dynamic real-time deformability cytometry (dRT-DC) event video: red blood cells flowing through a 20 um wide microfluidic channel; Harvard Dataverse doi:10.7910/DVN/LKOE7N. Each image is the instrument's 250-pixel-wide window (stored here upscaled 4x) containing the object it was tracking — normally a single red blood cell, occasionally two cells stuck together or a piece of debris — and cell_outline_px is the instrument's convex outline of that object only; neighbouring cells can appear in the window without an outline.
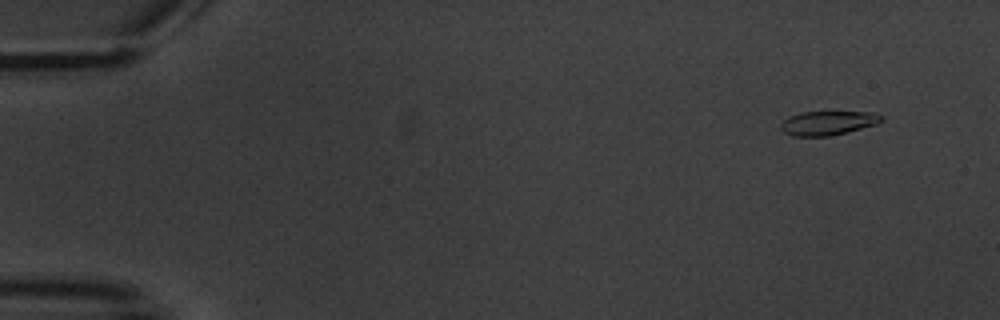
{"species": "common noctule bat (a hibernating species)", "species_latin": "Nyctalus noctula", "temperature_condition": "warm", "stored_images_in_passage": 6, "camera_frame_rate_fps": 3000, "um_per_image_px": 0.085, "animal": {"sex": "male", "body_mass_g": 20.1, "forearm_length_mm": 53.5}, "frame": {"image": 1, "passage_image": 2, "time_ms": 1.333, "image_size_px": [1000, 320], "cell_outline_px": [[884, 120], [876, 124], [828, 136], [792, 136], [784, 132], [780, 128], [780, 124], [788, 116], [800, 112], [872, 112], [884, 116]], "centroid_in_image_um": [70.34, 10.44], "position_along_channel_um": 14.7, "area_um2": 14.05}}
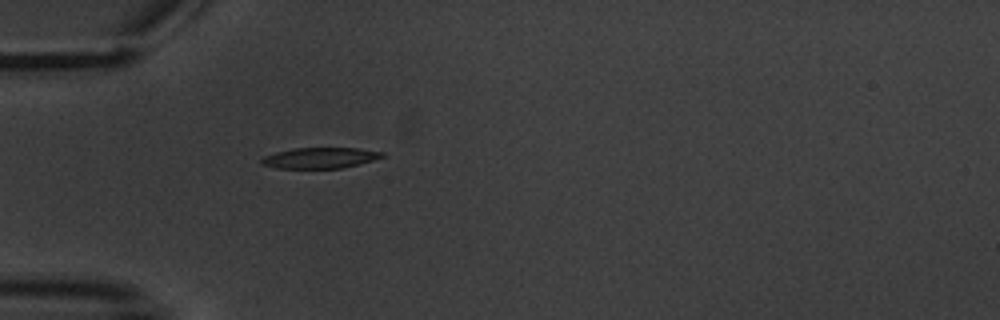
{"frame": {"image": 2, "passage_image": 6, "time_ms": 6.0, "image_size_px": [1000, 320], "cell_outline_px": [[384, 156], [372, 160], [340, 168], [276, 168], [260, 164], [260, 160], [264, 156], [276, 152], [296, 148], [356, 148], [384, 152]], "centroid_in_image_um": [27.15, 13.42], "position_along_channel_um": 57.9, "area_um2": 14.39}}